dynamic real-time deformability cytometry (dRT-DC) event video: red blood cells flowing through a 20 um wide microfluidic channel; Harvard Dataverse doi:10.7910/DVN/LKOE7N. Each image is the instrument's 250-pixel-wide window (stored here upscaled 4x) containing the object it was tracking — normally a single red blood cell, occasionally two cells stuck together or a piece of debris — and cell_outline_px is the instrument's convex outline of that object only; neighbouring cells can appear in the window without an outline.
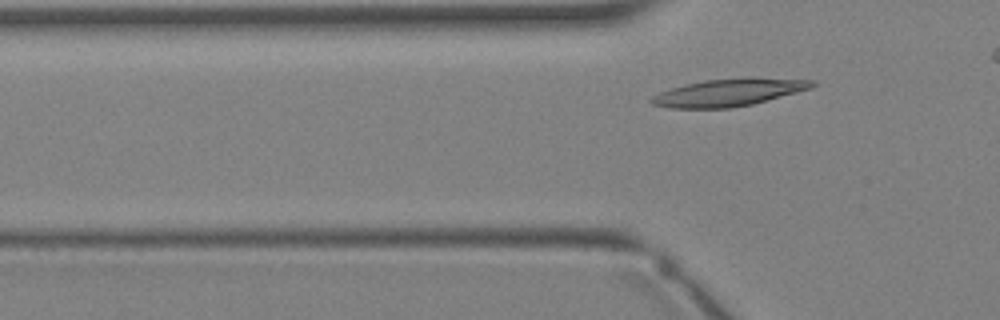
{"species": "Egyptian fruit bat (a non-hibernating species)", "species_latin": "Rousettus aegyptiacus", "temperature_condition": "warm", "stored_images_in_passage": 4, "camera_frame_rate_fps": 3000, "um_per_image_px": 0.085, "animal": {"sex": "female"}, "frame": {"image": 1, "passage_image": 4, "time_ms": 3.667, "image_size_px": [1000, 320], "cell_outline_px": [[816, 84], [812, 88], [752, 104], [728, 108], [672, 108], [652, 104], [648, 100], [652, 96], [660, 92], [684, 84], [704, 80], [748, 76], [816, 80]], "centroid_in_image_um": [61.98, 7.83], "position_along_channel_um": 63.8, "area_um2": 25.95}}